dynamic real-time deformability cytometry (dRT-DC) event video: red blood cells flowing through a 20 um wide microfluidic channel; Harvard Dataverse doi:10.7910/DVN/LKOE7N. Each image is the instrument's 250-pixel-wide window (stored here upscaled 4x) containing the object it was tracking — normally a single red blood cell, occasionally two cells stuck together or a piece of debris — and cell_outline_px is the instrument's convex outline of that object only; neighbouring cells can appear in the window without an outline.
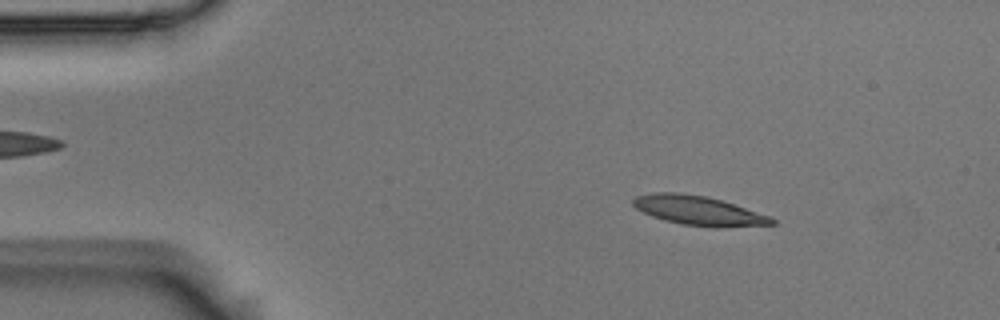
{"species": "Egyptian fruit bat (a non-hibernating species)", "species_latin": "Rousettus aegyptiacus", "temperature_condition": "room temperature", "stored_images_in_passage": 53, "camera_frame_rate_fps": 3000, "um_per_image_px": 0.085, "animal": {"sex": "male"}, "frame": {"image": 1, "passage_image": 7, "time_ms": 2.0, "image_size_px": [1000, 320], "cell_outline_px": [[776, 224], [720, 228], [712, 228], [680, 224], [664, 220], [652, 216], [636, 208], [632, 204], [632, 200], [636, 196], [652, 192], [676, 192], [704, 196], [720, 200], [772, 216], [776, 220]], "centroid_in_image_um": [59.4, 17.91], "position_along_channel_um": 25.6, "area_um2": 23.87}}
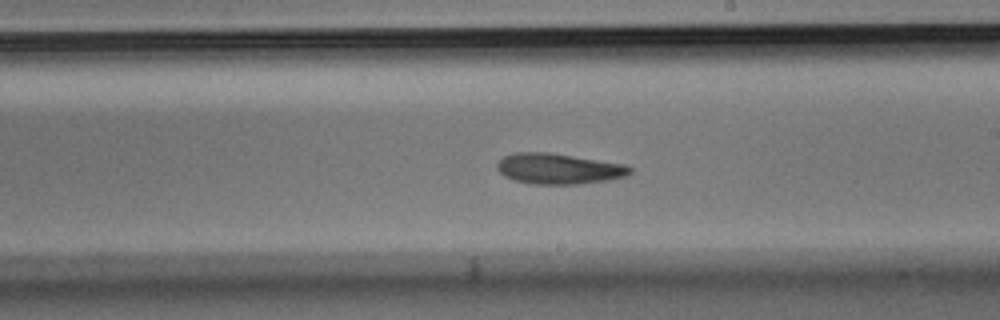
{"frame": {"image": 2, "passage_image": 30, "time_ms": 9.667, "image_size_px": [1000, 320], "cell_outline_px": [[632, 172], [624, 176], [608, 180], [576, 184], [532, 184], [516, 180], [504, 176], [496, 168], [496, 164], [504, 156], [516, 152], [548, 152], [624, 164], [632, 168]], "centroid_in_image_um": [47.46, 14.34], "position_along_channel_um": 241.5, "area_um2": 23.52}}
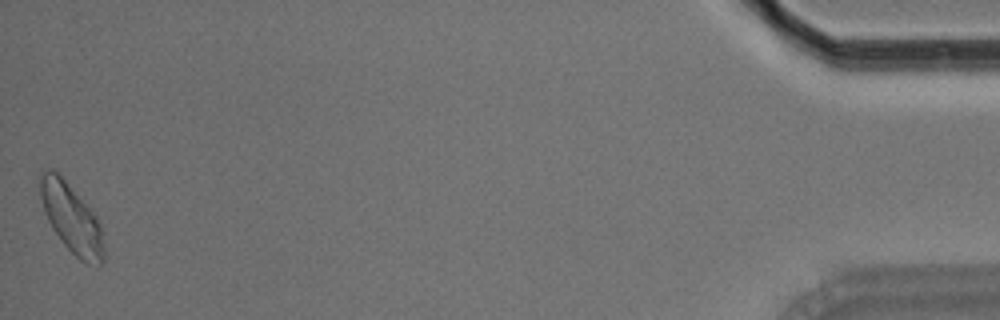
{"frame": {"image": 3, "passage_image": 53, "time_ms": 17.333, "image_size_px": [1000, 320], "cell_outline_px": [[104, 260], [100, 264], [88, 264], [80, 260], [64, 244], [52, 228], [44, 212], [40, 196], [36, 176], [48, 168], [52, 168], [64, 180], [96, 216], [100, 224], [104, 248]], "centroid_in_image_um": [6.03, 18.53], "position_along_channel_um": 429.2, "area_um2": 25.37}, "authors_computed_cell_mechanics": {"area_um2": 23.2934, "velocity_mm_per_s": 3.6694, "shape_relaxation_time_tau1_ms": 4.5654, "shape_relaxation_time_tau2_ms": 5.2417, "deformation_change_tau1": 0.1506, "deformation_change_tau2": 0.12}}